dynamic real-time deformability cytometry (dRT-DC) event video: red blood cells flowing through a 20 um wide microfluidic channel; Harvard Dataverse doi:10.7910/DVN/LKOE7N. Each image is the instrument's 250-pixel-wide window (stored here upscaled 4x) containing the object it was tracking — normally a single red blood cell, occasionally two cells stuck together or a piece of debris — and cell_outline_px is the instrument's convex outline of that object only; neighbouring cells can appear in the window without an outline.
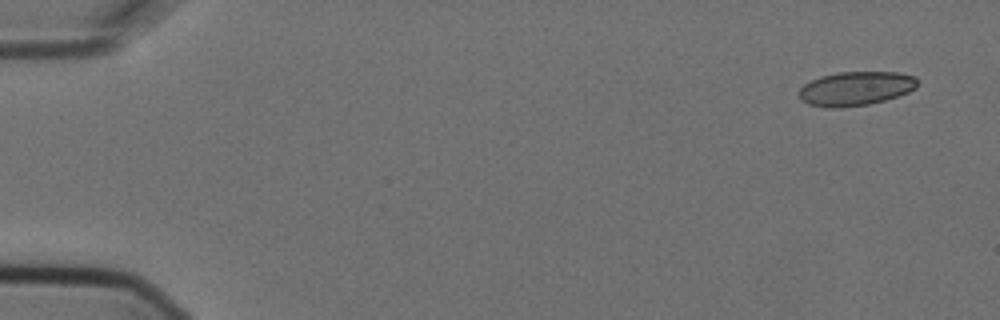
{"species": "Egyptian fruit bat (a non-hibernating species)", "species_latin": "Rousettus aegyptiacus", "temperature_condition": "cold", "stored_images_in_passage": 4, "camera_frame_rate_fps": 3000, "um_per_image_px": 0.085, "animal": {"sex": "female"}, "frame": {"image": 1, "passage_image": 1, "time_ms": 0.0, "image_size_px": [1000, 320], "cell_outline_px": [[916, 88], [908, 92], [884, 100], [868, 104], [832, 108], [828, 108], [808, 104], [800, 100], [800, 88], [804, 84], [820, 76], [840, 72], [900, 72], [916, 76]], "centroid_in_image_um": [72.73, 7.52], "position_along_channel_um": 12.3, "area_um2": 23.35}}
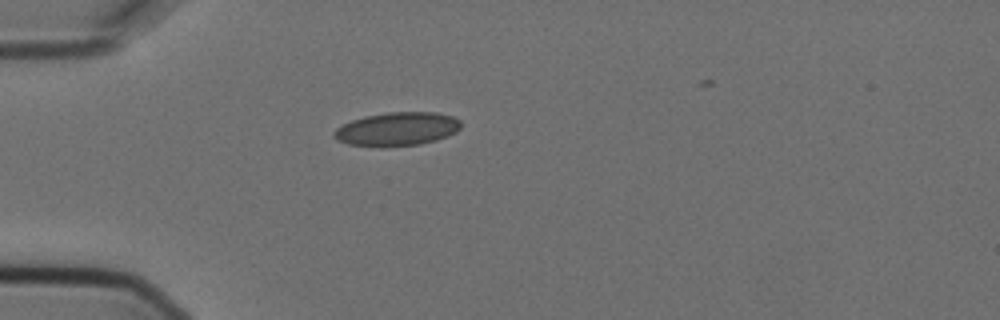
{"frame": {"image": 2, "passage_image": 4, "time_ms": 1.0, "image_size_px": [1000, 320], "cell_outline_px": [[460, 128], [456, 132], [448, 136], [436, 140], [420, 144], [384, 148], [380, 148], [348, 144], [336, 140], [332, 136], [332, 132], [336, 128], [352, 120], [364, 116], [388, 112], [436, 112], [452, 116], [460, 120]], "centroid_in_image_um": [33.72, 10.98], "position_along_channel_um": 51.3, "area_um2": 25.26}}